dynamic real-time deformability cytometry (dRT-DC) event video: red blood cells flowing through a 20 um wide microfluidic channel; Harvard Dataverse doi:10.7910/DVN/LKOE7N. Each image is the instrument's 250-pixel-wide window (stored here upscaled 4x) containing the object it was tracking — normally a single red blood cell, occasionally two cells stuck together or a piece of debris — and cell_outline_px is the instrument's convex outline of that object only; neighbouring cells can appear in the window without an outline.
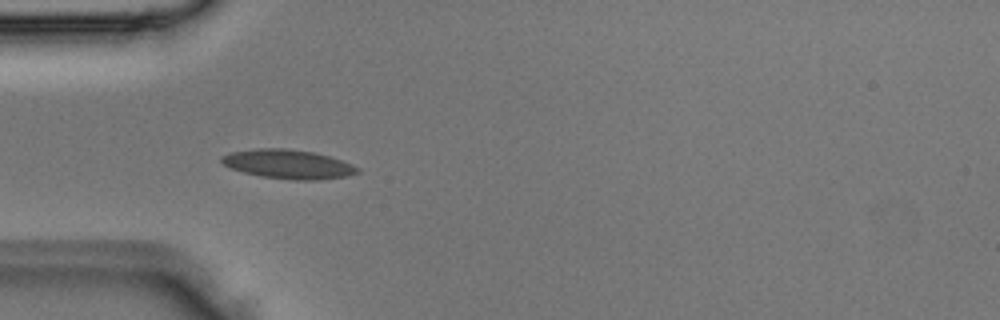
{"species": "Egyptian fruit bat (a non-hibernating species)", "species_latin": "Rousettus aegyptiacus", "temperature_condition": "room temperature", "stored_images_in_passage": 5, "camera_frame_rate_fps": 3000, "um_per_image_px": 0.085, "animal": {"sex": "male"}, "frame": {"image": 1, "passage_image": 4, "time_ms": 1.0, "image_size_px": [1000, 320], "cell_outline_px": [[360, 172], [344, 176], [316, 180], [292, 180], [260, 176], [244, 172], [232, 168], [224, 164], [220, 160], [220, 156], [228, 152], [256, 148], [284, 148], [312, 152], [328, 156], [352, 164], [360, 168]], "centroid_in_image_um": [24.46, 13.95], "position_along_channel_um": 60.5, "area_um2": 22.95}}